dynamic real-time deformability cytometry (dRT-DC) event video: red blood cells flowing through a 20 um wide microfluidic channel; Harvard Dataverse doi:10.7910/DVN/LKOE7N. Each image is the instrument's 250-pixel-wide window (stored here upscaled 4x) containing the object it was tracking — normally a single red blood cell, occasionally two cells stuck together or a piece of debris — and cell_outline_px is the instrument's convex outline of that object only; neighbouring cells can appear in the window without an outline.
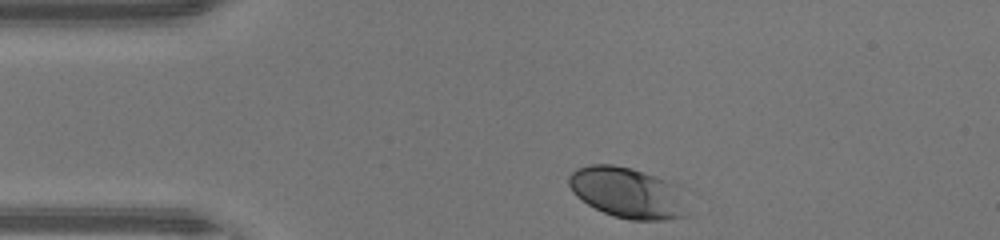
{"species": "human", "species_latin": "Homo sapiens", "temperature_condition": "warm", "stored_images_in_passage": 30, "camera_frame_rate_fps": 3000, "um_per_image_px": 0.085, "donor": {"sex": "male"}, "frame": {"image": 1, "passage_image": 1, "time_ms": 0.0, "image_size_px": [1000, 240], "cell_outline_px": [[688, 216], [664, 220], [628, 220], [612, 216], [588, 204], [576, 196], [572, 192], [568, 184], [568, 176], [576, 168], [588, 164], [612, 164], [632, 168], [676, 184]], "centroid_in_image_um": [53.28, 16.38], "position_along_channel_um": 31.7, "area_um2": 34.97}}
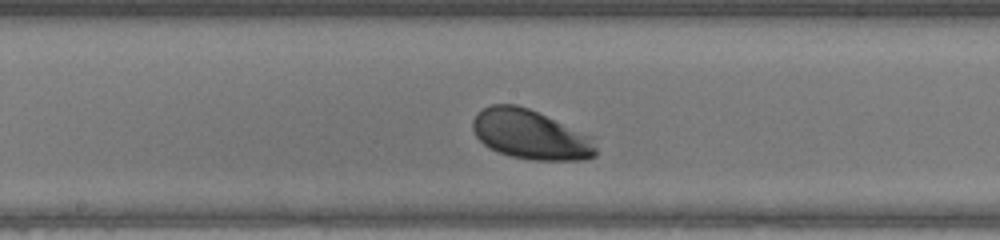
{"frame": {"image": 2, "passage_image": 16, "time_ms": 5.0, "image_size_px": [1000, 240], "cell_outline_px": [[596, 156], [584, 160], [532, 160], [512, 156], [496, 152], [488, 148], [476, 136], [472, 128], [472, 120], [476, 112], [492, 104], [516, 104], [528, 108], [592, 136], [596, 148]], "centroid_in_image_um": [45.07, 11.44], "position_along_channel_um": 203.1, "area_um2": 35.66}}
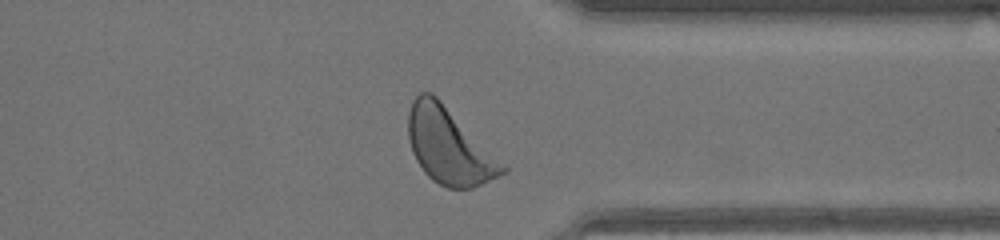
{"frame": {"image": 3, "passage_image": 28, "time_ms": 9.0, "image_size_px": [1000, 240], "cell_outline_px": [[508, 172], [472, 188], [448, 188], [432, 180], [424, 172], [416, 160], [412, 152], [408, 140], [408, 112], [412, 100], [420, 92], [432, 92], [508, 168]], "centroid_in_image_um": [38.13, 12.42], "position_along_channel_um": 373.3, "area_um2": 41.21}, "authors_computed_cell_mechanics": {"area_um2": 36.0383, "velocity_mm_per_s": 4.3839, "shape_relaxation_time_tau1_ms": 0.9397, "shape_relaxation_time_tau2_ms": null, "deformation_change_tau1": 0.1131, "deformation_change_tau2": null}}